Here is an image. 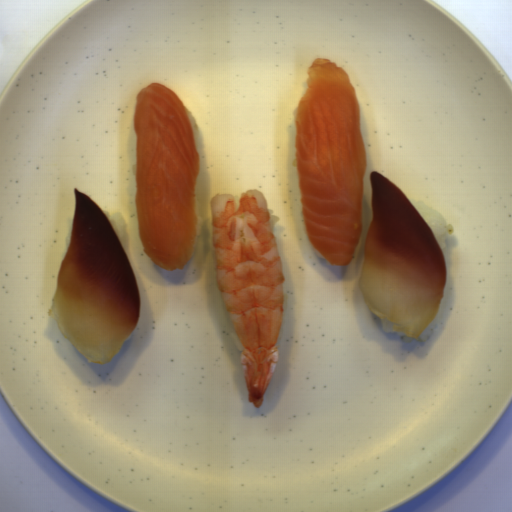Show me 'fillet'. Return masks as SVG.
<instances>
[{
	"mask_svg": "<svg viewBox=\"0 0 512 512\" xmlns=\"http://www.w3.org/2000/svg\"><path fill=\"white\" fill-rule=\"evenodd\" d=\"M295 118V162L311 245L331 266L349 265L363 236L368 161L356 88L346 70L317 57Z\"/></svg>",
	"mask_w": 512,
	"mask_h": 512,
	"instance_id": "fillet-1",
	"label": "fillet"
},
{
	"mask_svg": "<svg viewBox=\"0 0 512 512\" xmlns=\"http://www.w3.org/2000/svg\"><path fill=\"white\" fill-rule=\"evenodd\" d=\"M134 131L138 239L161 269L182 270L191 261L198 224L200 154L192 122L176 93L154 82L137 94Z\"/></svg>",
	"mask_w": 512,
	"mask_h": 512,
	"instance_id": "fillet-2",
	"label": "fillet"
},
{
	"mask_svg": "<svg viewBox=\"0 0 512 512\" xmlns=\"http://www.w3.org/2000/svg\"><path fill=\"white\" fill-rule=\"evenodd\" d=\"M72 234L48 314L89 362L110 363L134 331L140 293L105 212L73 188Z\"/></svg>",
	"mask_w": 512,
	"mask_h": 512,
	"instance_id": "fillet-3",
	"label": "fillet"
},
{
	"mask_svg": "<svg viewBox=\"0 0 512 512\" xmlns=\"http://www.w3.org/2000/svg\"><path fill=\"white\" fill-rule=\"evenodd\" d=\"M372 221L358 278L367 308L419 339L436 316L447 285L446 263L429 225L406 194L369 174Z\"/></svg>",
	"mask_w": 512,
	"mask_h": 512,
	"instance_id": "fillet-4",
	"label": "fillet"
}]
</instances>
